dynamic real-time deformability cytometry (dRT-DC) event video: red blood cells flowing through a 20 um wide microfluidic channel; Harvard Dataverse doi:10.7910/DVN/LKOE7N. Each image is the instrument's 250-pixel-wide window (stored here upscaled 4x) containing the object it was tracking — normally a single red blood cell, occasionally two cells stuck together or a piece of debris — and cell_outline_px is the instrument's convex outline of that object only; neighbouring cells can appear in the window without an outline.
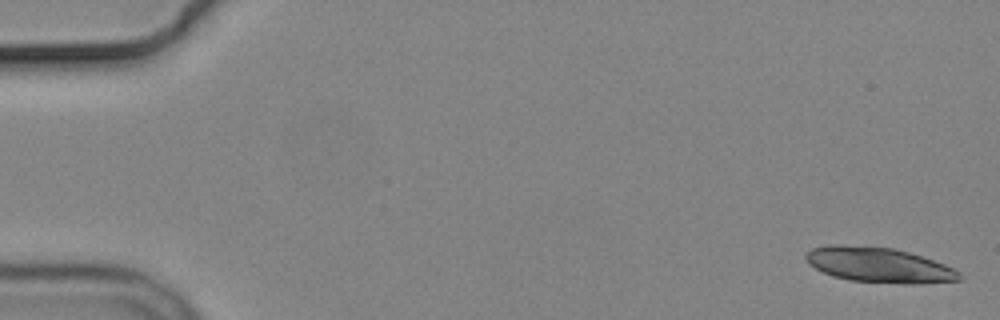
{"species": "common noctule bat (a hibernating species)", "species_latin": "Nyctalus noctula", "temperature_condition": "cold", "stored_images_in_passage": 5, "camera_frame_rate_fps": 3000, "um_per_image_px": 0.085, "animal": {"sex": "male", "body_mass_g": 19.2, "forearm_length_mm": 51.8}, "frame": {"image": 1, "passage_image": 1, "time_ms": 0.0, "image_size_px": [1000, 320], "cell_outline_px": [[960, 280], [912, 284], [848, 280], [832, 276], [808, 264], [804, 256], [804, 252], [812, 248], [828, 244], [840, 244], [892, 248], [908, 252], [944, 264], [960, 272]], "centroid_in_image_um": [74.63, 22.51], "position_along_channel_um": 10.4, "area_um2": 31.21}}